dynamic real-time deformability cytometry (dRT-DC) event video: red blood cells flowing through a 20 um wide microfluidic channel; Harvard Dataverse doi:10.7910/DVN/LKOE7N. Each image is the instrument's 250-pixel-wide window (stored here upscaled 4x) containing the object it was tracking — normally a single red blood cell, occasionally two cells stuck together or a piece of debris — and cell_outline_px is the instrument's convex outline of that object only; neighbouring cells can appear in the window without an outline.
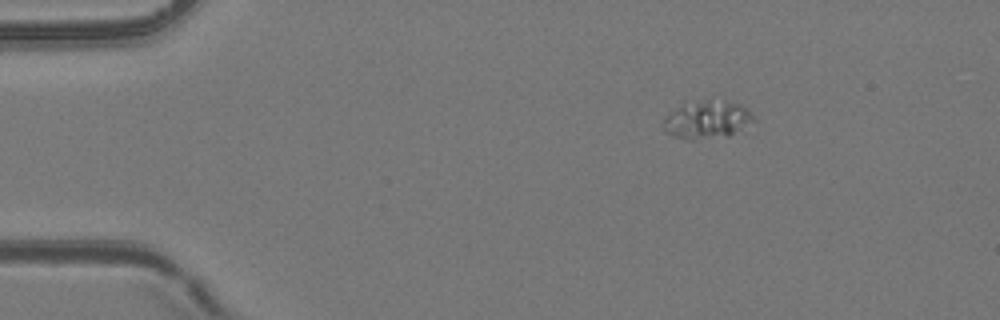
{"species": "common noctule bat (a hibernating species)", "species_latin": "Nyctalus noctula", "temperature_condition": "room temperature", "stored_images_in_passage": 5, "camera_frame_rate_fps": 3000, "um_per_image_px": 0.085, "animal": {"sex": "female", "body_mass_g": 24.6, "forearm_length_mm": 56.2}, "frame": {"image": 1, "passage_image": 3, "time_ms": 2.333, "image_size_px": [1000, 320], "cell_outline_px": [[756, 120], [728, 136], [692, 140], [684, 140], [672, 136], [660, 124], [664, 116], [668, 112], [680, 104], [724, 96], [748, 108]], "centroid_in_image_um": [60.08, 10.12], "position_along_channel_um": 24.9, "area_um2": 20.92}}